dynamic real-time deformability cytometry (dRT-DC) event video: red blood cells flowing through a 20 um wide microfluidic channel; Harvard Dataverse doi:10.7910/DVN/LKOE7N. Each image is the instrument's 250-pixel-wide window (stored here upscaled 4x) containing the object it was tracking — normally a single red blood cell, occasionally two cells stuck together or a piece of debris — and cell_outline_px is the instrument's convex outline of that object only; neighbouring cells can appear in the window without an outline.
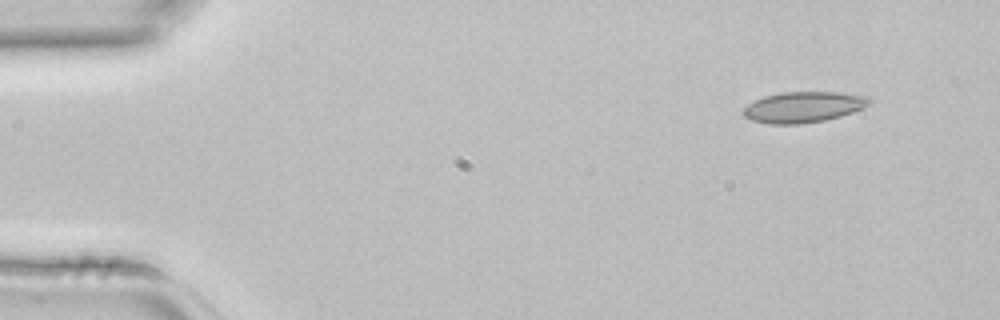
{"species": "common noctule bat (a hibernating species)", "species_latin": "Nyctalus noctula", "temperature_condition": "room temperature", "stored_images_in_passage": 2, "camera_frame_rate_fps": 3000, "um_per_image_px": 0.085, "animal": {"sex": "female", "body_mass_g": 22.7, "forearm_length_mm": 54.2}, "frame": {"image": 1, "passage_image": 1, "time_ms": 0.0, "image_size_px": [1000, 320], "cell_outline_px": [[872, 100], [868, 104], [852, 112], [840, 116], [824, 120], [800, 124], [768, 124], [752, 120], [744, 116], [744, 108], [748, 104], [764, 96], [780, 92], [840, 92], [868, 96]], "centroid_in_image_um": [68.28, 9.09], "position_along_channel_um": 16.7, "area_um2": 22.48}}
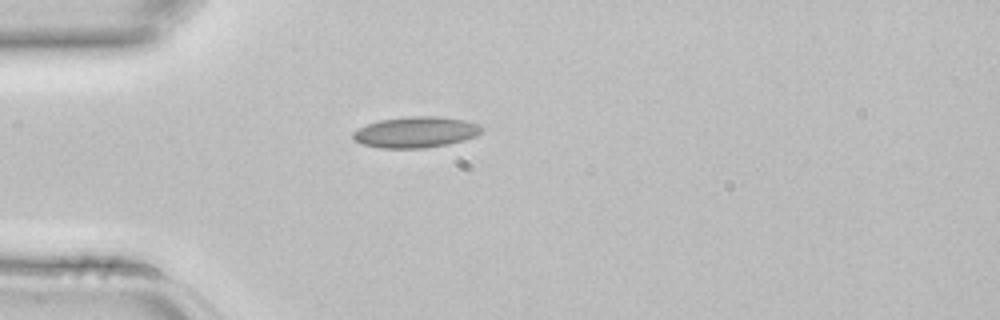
{"frame": {"image": 2, "passage_image": 2, "time_ms": 0.333, "image_size_px": [1000, 320], "cell_outline_px": [[484, 128], [476, 136], [464, 140], [448, 144], [424, 148], [380, 148], [360, 144], [352, 140], [352, 132], [368, 124], [380, 120], [408, 116], [436, 116], [464, 120], [480, 124]], "centroid_in_image_um": [35.33, 11.24], "position_along_channel_um": 49.7, "area_um2": 23.35}}